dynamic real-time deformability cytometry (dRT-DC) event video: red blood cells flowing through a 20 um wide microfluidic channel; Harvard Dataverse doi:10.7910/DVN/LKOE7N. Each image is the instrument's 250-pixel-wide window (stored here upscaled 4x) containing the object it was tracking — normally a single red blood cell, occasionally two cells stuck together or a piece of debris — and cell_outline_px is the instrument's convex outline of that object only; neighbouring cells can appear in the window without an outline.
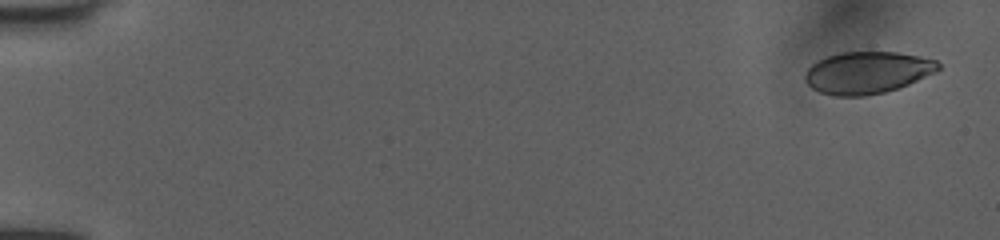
{"species": "human", "species_latin": "Homo sapiens", "temperature_condition": "room temperature", "stored_images_in_passage": 50, "camera_frame_rate_fps": 3000, "um_per_image_px": 0.085, "donor": {"sex": "female"}, "frame": {"image": 1, "passage_image": 1, "time_ms": 0.0, "image_size_px": [1000, 240], "cell_outline_px": [[940, 68], [936, 72], [908, 84], [884, 92], [864, 96], [836, 96], [820, 92], [812, 88], [804, 80], [804, 72], [812, 64], [828, 56], [840, 52], [896, 52], [936, 60], [940, 64]], "centroid_in_image_um": [73.7, 6.17], "position_along_channel_um": 11.3, "area_um2": 32.43}}
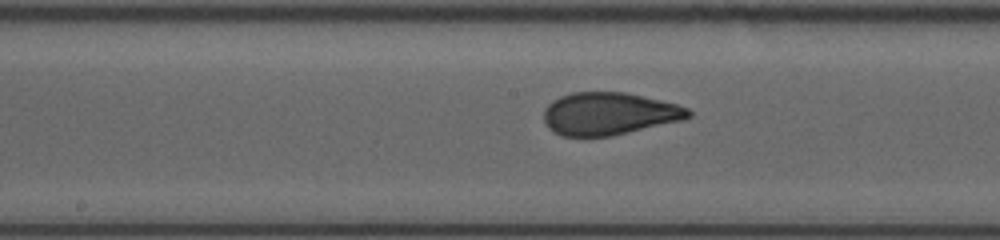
{"frame": {"image": 2, "passage_image": 27, "time_ms": 8.667, "image_size_px": [1000, 240], "cell_outline_px": [[692, 116], [684, 120], [612, 136], [560, 136], [552, 132], [544, 124], [544, 108], [552, 100], [560, 96], [572, 92], [624, 92], [660, 100], [676, 104], [688, 108], [692, 112]], "centroid_in_image_um": [51.75, 9.67], "position_along_channel_um": 196.5, "area_um2": 36.13}}
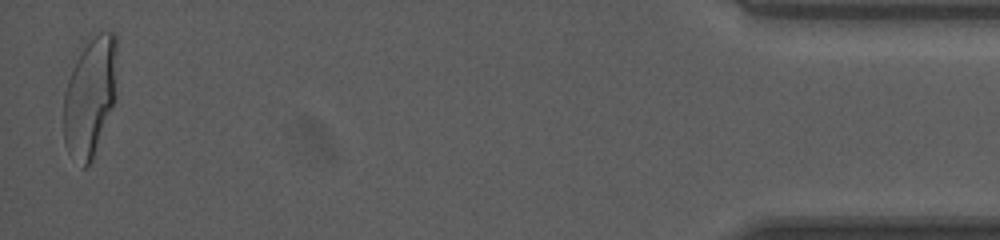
{"frame": {"image": 3, "passage_image": 50, "time_ms": 16.333, "image_size_px": [1000, 240], "cell_outline_px": [[116, 48], [112, 104], [92, 160], [84, 168], [80, 168], [68, 152], [64, 144], [64, 92], [68, 80], [88, 40], [100, 32], [116, 32]], "centroid_in_image_um": [7.61, 8.28], "position_along_channel_um": 427.6, "area_um2": 35.78}, "authors_computed_cell_mechanics": {"area_um2": 35.8649, "velocity_mm_per_s": 4.0493, "shape_relaxation_time_tau1_ms": 6.6007, "shape_relaxation_time_tau2_ms": null, "deformation_change_tau1": 0.2035, "deformation_change_tau2": null}}